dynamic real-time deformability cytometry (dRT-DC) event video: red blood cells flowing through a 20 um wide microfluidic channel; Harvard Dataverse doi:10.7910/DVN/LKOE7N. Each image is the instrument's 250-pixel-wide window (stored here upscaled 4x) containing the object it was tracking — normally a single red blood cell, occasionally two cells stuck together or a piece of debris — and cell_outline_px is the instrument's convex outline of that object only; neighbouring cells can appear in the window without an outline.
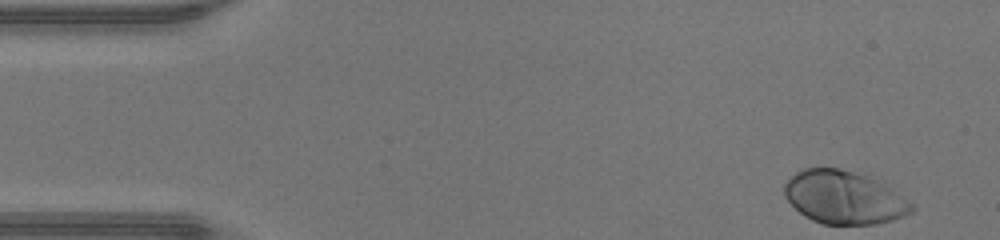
{"species": "human", "species_latin": "Homo sapiens", "temperature_condition": "warm", "stored_images_in_passage": 45, "camera_frame_rate_fps": 3000, "um_per_image_px": 0.085, "donor": {"sex": "male"}, "frame": {"image": 1, "passage_image": 1, "time_ms": 0.0, "image_size_px": [1000, 240], "cell_outline_px": [[916, 208], [912, 212], [904, 216], [892, 220], [876, 224], [824, 224], [812, 220], [804, 216], [784, 196], [784, 184], [796, 172], [804, 168], [840, 168], [864, 176], [888, 188], [912, 204]], "centroid_in_image_um": [71.69, 16.8], "position_along_channel_um": 13.3, "area_um2": 38.49}}
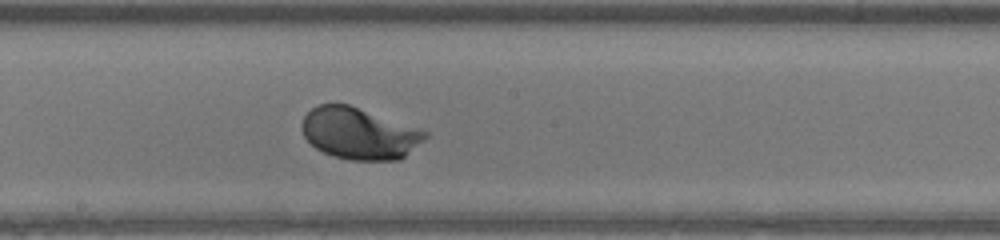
{"frame": {"image": 2, "passage_image": 23, "time_ms": 7.333, "image_size_px": [1000, 240], "cell_outline_px": [[428, 136], [424, 140], [400, 160], [352, 160], [332, 156], [316, 148], [304, 136], [300, 128], [300, 124], [304, 116], [312, 108], [320, 104], [348, 104], [428, 132]], "centroid_in_image_um": [30.5, 11.35], "position_along_channel_um": 217.7, "area_um2": 36.7}}
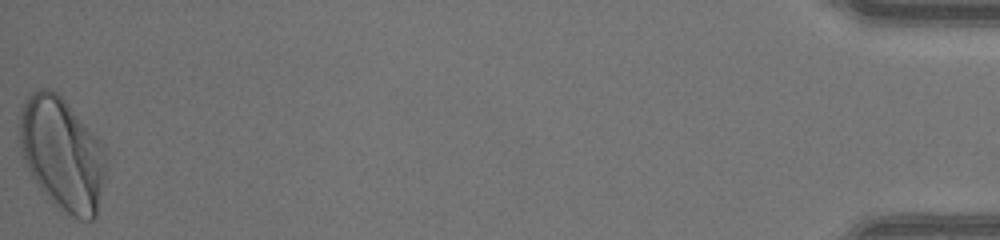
{"frame": {"image": 3, "passage_image": 45, "time_ms": 14.667, "image_size_px": [1000, 240], "cell_outline_px": [[104, 180], [96, 216], [92, 220], [80, 220], [56, 208], [40, 188], [32, 176], [24, 160], [20, 148], [20, 104], [32, 92], [40, 88], [48, 88], [56, 92], [68, 104], [104, 144]], "centroid_in_image_um": [5.27, 13.08], "position_along_channel_um": 429.9, "area_um2": 56.76}, "authors_computed_cell_mechanics": {"area_um2": 37.281, "velocity_mm_per_s": 4.378, "shape_relaxation_time_tau1_ms": 1.3536, "shape_relaxation_time_tau2_ms": null, "deformation_change_tau1": 0.1444, "deformation_change_tau2": null}}